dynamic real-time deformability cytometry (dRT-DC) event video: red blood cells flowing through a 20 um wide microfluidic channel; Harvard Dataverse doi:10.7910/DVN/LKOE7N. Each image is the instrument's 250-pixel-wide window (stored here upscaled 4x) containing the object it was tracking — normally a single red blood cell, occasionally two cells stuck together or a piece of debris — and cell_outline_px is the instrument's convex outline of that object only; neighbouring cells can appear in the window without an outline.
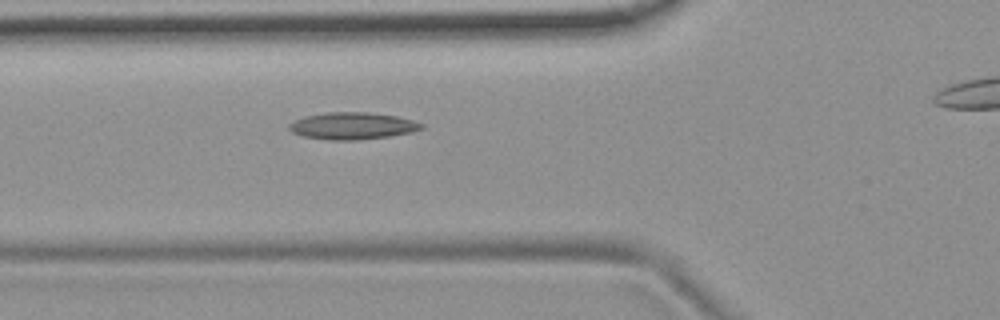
{"species": "common noctule bat (a hibernating species)", "species_latin": "Nyctalus noctula", "temperature_condition": "room temperature", "stored_images_in_passage": 5, "camera_frame_rate_fps": 3000, "um_per_image_px": 0.085, "animal": {"sex": "female", "body_mass_g": 19.9}, "frame": {"image": 1, "passage_image": 4, "time_ms": 3.333, "image_size_px": [1000, 320], "cell_outline_px": [[424, 128], [412, 132], [388, 136], [356, 140], [328, 140], [304, 136], [292, 132], [288, 128], [288, 124], [304, 116], [328, 112], [372, 112], [396, 116], [412, 120], [424, 124]], "centroid_in_image_um": [29.96, 10.69], "position_along_channel_um": 95.8, "area_um2": 20.81}}